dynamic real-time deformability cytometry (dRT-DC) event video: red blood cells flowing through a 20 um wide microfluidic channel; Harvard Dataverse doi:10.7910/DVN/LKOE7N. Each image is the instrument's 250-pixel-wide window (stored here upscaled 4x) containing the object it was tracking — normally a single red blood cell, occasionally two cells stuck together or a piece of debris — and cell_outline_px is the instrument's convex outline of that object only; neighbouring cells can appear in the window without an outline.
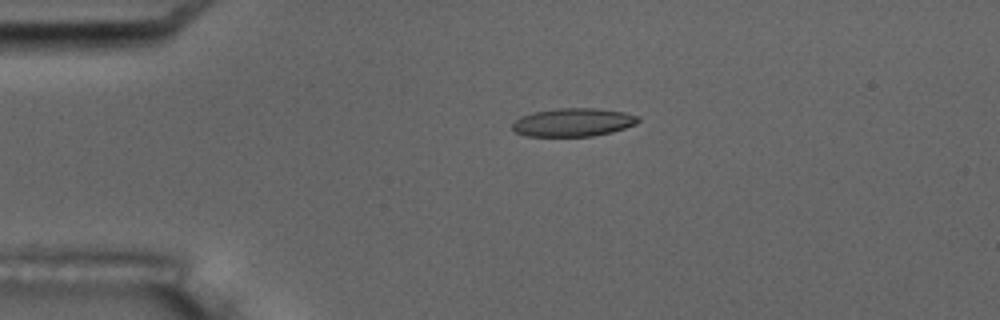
{"species": "common noctule bat (a hibernating species)", "species_latin": "Nyctalus noctula", "temperature_condition": "room temperature", "stored_images_in_passage": 4, "camera_frame_rate_fps": 3000, "um_per_image_px": 0.085, "animal": {"sex": "male", "body_mass_g": 17.5, "forearm_length_mm": 52.3}, "frame": {"image": 1, "passage_image": 3, "time_ms": 3.0, "image_size_px": [1000, 320], "cell_outline_px": [[640, 120], [636, 124], [612, 132], [592, 136], [528, 136], [516, 132], [512, 128], [512, 124], [520, 116], [532, 112], [556, 108], [596, 108], [624, 112], [640, 116]], "centroid_in_image_um": [48.73, 10.39], "position_along_channel_um": 36.3, "area_um2": 20.81}}